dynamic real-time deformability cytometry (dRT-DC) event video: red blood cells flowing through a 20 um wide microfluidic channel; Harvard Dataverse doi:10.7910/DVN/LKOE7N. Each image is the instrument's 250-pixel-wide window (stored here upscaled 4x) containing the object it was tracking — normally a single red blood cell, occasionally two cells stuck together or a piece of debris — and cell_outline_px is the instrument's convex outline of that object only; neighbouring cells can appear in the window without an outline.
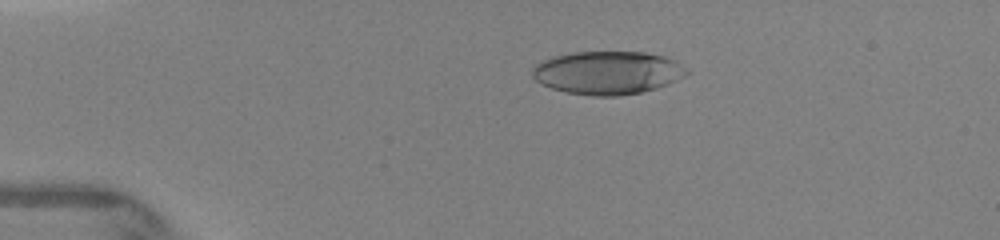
{"species": "human", "species_latin": "Homo sapiens", "temperature_condition": "warm", "stored_images_in_passage": 7, "camera_frame_rate_fps": 3000, "um_per_image_px": 0.085, "donor": {"sex": "female"}, "frame": {"image": 1, "passage_image": 2, "time_ms": 1.0, "image_size_px": [1000, 240], "cell_outline_px": [[692, 72], [668, 84], [656, 88], [640, 92], [620, 96], [592, 96], [564, 92], [552, 88], [536, 80], [532, 76], [532, 68], [536, 64], [552, 56], [576, 52], [644, 52], [664, 56], [676, 60], [688, 68]], "centroid_in_image_um": [51.68, 6.18], "position_along_channel_um": 33.3, "area_um2": 39.02}}